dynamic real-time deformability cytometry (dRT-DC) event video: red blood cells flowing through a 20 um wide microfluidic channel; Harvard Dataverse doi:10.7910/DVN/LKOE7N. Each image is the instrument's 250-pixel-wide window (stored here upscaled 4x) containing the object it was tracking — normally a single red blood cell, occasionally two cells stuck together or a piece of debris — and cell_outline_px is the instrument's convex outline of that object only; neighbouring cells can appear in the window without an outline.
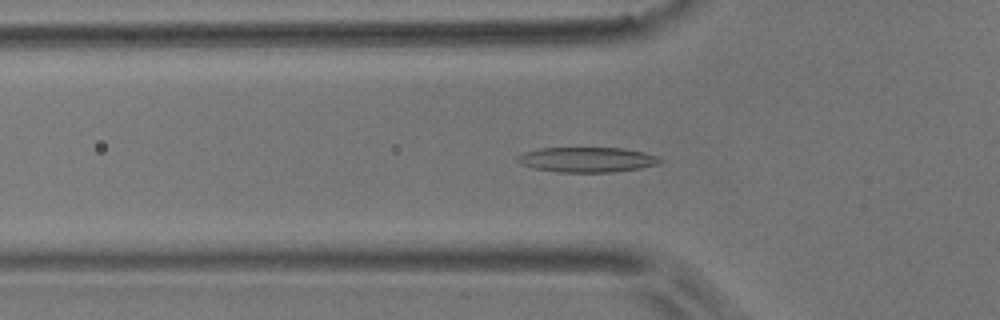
{"species": "common noctule bat (a hibernating species)", "species_latin": "Nyctalus noctula", "temperature_condition": "room temperature", "stored_images_in_passage": 41, "camera_frame_rate_fps": 3000, "um_per_image_px": 0.085, "animal": {"sex": "male", "body_mass_g": 17.9}, "frame": {"image": 1, "passage_image": 4, "time_ms": 1.0, "image_size_px": [1000, 320], "cell_outline_px": [[664, 160], [660, 164], [640, 168], [612, 172], [560, 172], [536, 168], [520, 164], [516, 160], [516, 156], [524, 152], [540, 148], [624, 148], [644, 152], [656, 156]], "centroid_in_image_um": [49.92, 13.56], "position_along_channel_um": 75.9, "area_um2": 20.81}}
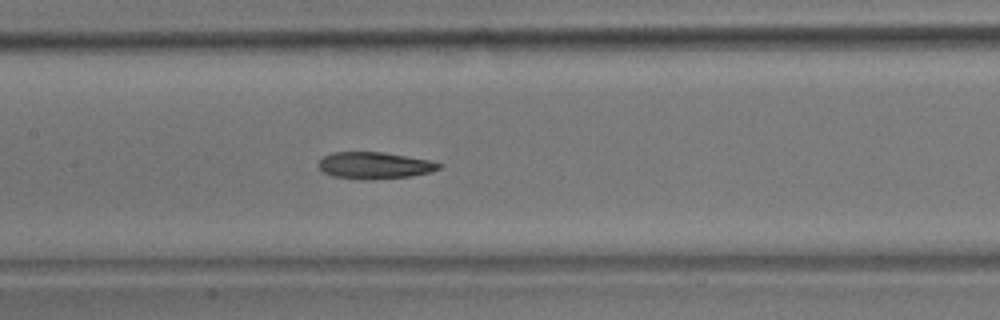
{"frame": {"image": 2, "passage_image": 12, "time_ms": 3.667, "image_size_px": [1000, 320], "cell_outline_px": [[444, 164], [440, 168], [432, 172], [412, 176], [360, 180], [332, 176], [324, 172], [316, 164], [324, 156], [332, 152], [380, 152], [428, 160]], "centroid_in_image_um": [31.82, 14.07], "position_along_channel_um": 175.6, "area_um2": 18.73}}
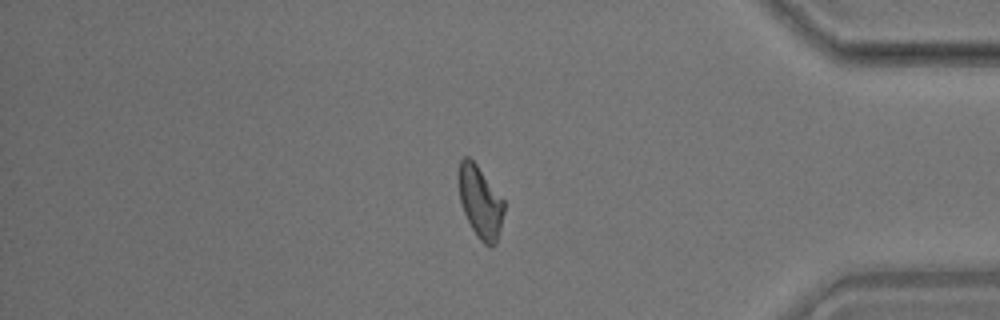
{"frame": {"image": 3, "passage_image": 32, "time_ms": 10.333, "image_size_px": [1000, 320], "cell_outline_px": [[504, 212], [496, 244], [492, 248], [488, 248], [476, 236], [464, 212], [460, 200], [456, 176], [460, 160], [464, 156], [468, 156], [476, 164], [504, 200]], "centroid_in_image_um": [40.79, 17.17], "position_along_channel_um": 394.4, "area_um2": 19.25}, "authors_computed_cell_mechanics": {"area_um2": 19.1896, "velocity_mm_per_s": 3.702, "shape_relaxation_time_tau1_ms": 8.2195, "shape_relaxation_time_tau2_ms": 3.7791, "deformation_change_tau1": 0.2201, "deformation_change_tau2": 0.1162}}